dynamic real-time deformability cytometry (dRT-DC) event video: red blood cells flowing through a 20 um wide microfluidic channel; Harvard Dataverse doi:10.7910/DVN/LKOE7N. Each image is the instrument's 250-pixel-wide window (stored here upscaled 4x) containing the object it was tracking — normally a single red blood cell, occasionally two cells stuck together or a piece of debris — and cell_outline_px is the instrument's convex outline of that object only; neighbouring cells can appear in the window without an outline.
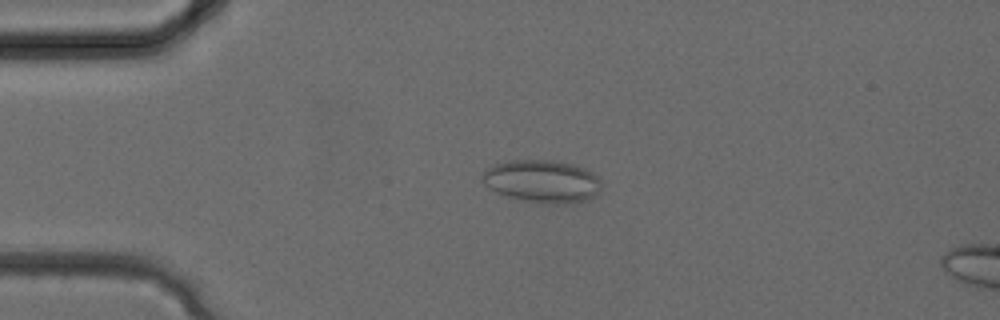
{"species": "common noctule bat (a hibernating species)", "species_latin": "Nyctalus noctula", "temperature_condition": "cold", "stored_images_in_passage": 6, "camera_frame_rate_fps": 3000, "um_per_image_px": 0.085, "animal": {"sex": "female", "body_mass_g": 24.6, "forearm_length_mm": 56.2}, "frame": {"image": 1, "passage_image": 3, "time_ms": 0.667, "image_size_px": [1000, 320], "cell_outline_px": [[600, 192], [596, 196], [588, 200], [556, 204], [524, 200], [508, 196], [496, 192], [484, 184], [480, 176], [492, 164], [508, 160], [556, 160], [588, 168], [600, 180]], "centroid_in_image_um": [46.09, 15.38], "position_along_channel_um": 38.9, "area_um2": 29.71}}